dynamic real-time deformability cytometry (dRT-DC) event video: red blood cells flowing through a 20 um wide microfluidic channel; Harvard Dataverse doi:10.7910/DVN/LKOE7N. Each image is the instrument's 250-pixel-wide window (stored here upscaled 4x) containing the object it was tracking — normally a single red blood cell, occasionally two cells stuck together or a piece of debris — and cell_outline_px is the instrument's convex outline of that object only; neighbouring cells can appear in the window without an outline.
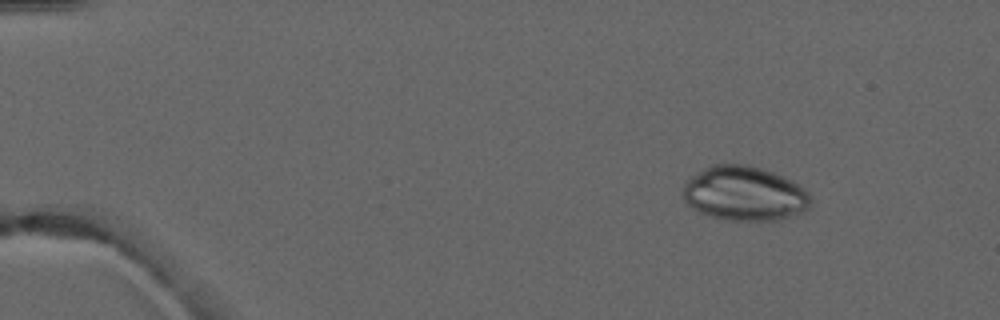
{"species": "common noctule bat (a hibernating species)", "species_latin": "Nyctalus noctula", "temperature_condition": "warm", "stored_images_in_passage": 4, "camera_frame_rate_fps": 3000, "um_per_image_px": 0.085, "animal": {"sex": "male", "forearm_length_mm": 52.5}, "frame": {"image": 1, "passage_image": 1, "time_ms": 0.0, "image_size_px": [1000, 320], "cell_outline_px": [[812, 200], [808, 208], [804, 212], [780, 220], [724, 220], [708, 216], [692, 208], [684, 200], [684, 184], [692, 176], [704, 168], [712, 164], [744, 164], [760, 168], [772, 172], [804, 188], [812, 196]], "centroid_in_image_um": [63.29, 16.47], "position_along_channel_um": 21.7, "area_um2": 40.46}}